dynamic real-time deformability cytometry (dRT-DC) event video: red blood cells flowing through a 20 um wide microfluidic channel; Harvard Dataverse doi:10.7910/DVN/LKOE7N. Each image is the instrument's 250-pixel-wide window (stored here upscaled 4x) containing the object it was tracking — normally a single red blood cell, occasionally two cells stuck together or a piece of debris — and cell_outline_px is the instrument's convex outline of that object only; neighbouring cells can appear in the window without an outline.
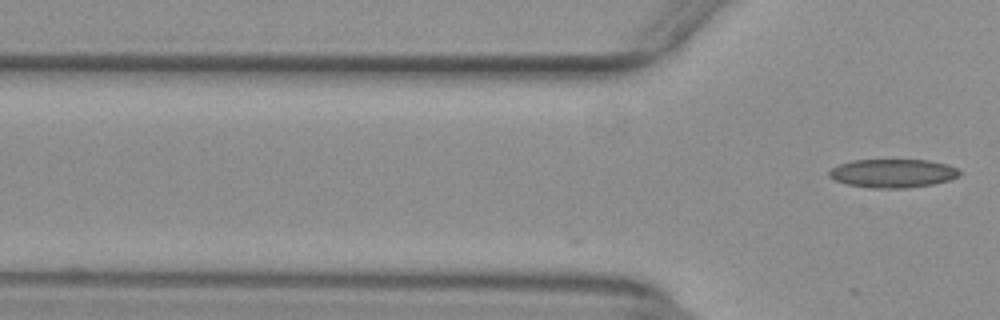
{"species": "common noctule bat (a hibernating species)", "species_latin": "Nyctalus noctula", "temperature_condition": "warm", "stored_images_in_passage": 15, "camera_frame_rate_fps": 3000, "um_per_image_px": 0.085, "animal": {"sex": "female", "body_mass_g": 29.2, "forearm_length_mm": 56.3}, "frame": {"image": 1, "passage_image": 15, "time_ms": 4.667, "image_size_px": [1000, 320], "cell_outline_px": [[960, 176], [948, 180], [932, 184], [904, 188], [872, 188], [844, 184], [828, 176], [828, 172], [832, 168], [840, 164], [852, 160], [928, 160], [948, 164], [956, 168], [960, 172]], "centroid_in_image_um": [75.87, 14.73], "position_along_channel_um": 49.9, "area_um2": 21.68}}